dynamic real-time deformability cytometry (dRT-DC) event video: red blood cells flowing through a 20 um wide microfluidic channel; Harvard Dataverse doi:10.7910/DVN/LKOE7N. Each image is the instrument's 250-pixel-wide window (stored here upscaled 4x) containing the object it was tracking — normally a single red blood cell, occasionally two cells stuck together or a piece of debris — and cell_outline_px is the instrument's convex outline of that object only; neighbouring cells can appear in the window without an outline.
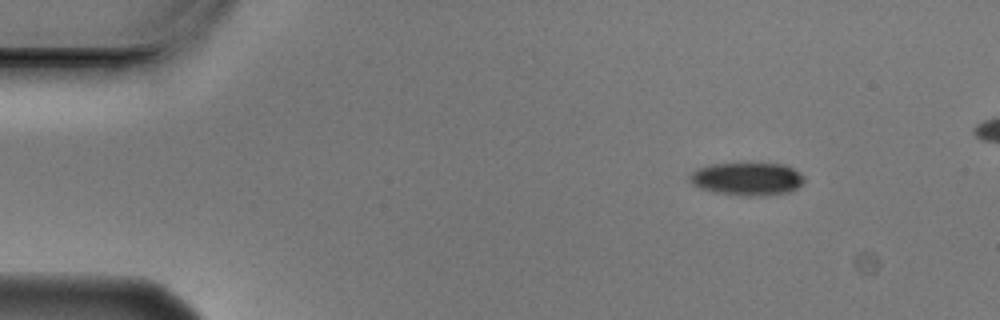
{"species": "Egyptian fruit bat (a non-hibernating species)", "species_latin": "Rousettus aegyptiacus", "temperature_condition": "cold", "stored_images_in_passage": 4, "camera_frame_rate_fps": 3000, "um_per_image_px": 0.085, "animal": {"sex": "male"}, "frame": {"image": 1, "passage_image": 1, "time_ms": 0.0, "image_size_px": [1000, 320], "cell_outline_px": [[804, 180], [796, 188], [788, 192], [764, 196], [744, 196], [716, 192], [700, 188], [692, 184], [688, 176], [696, 168], [712, 164], [784, 164], [800, 172], [804, 176]], "centroid_in_image_um": [63.49, 15.21], "position_along_channel_um": 21.5, "area_um2": 21.85}}
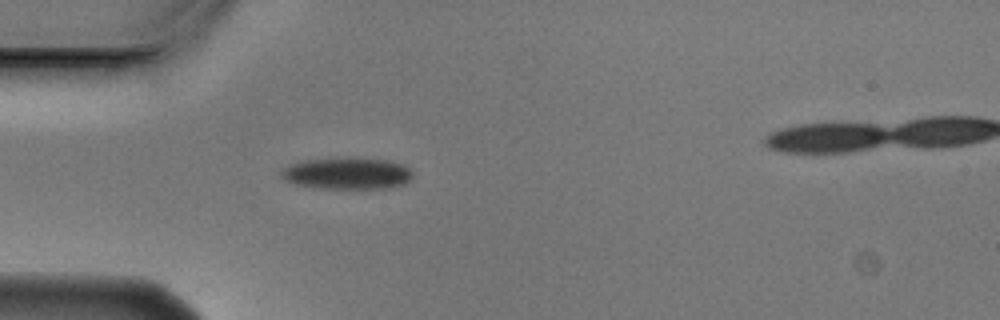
{"frame": {"image": 2, "passage_image": 3, "time_ms": 0.667, "image_size_px": [1000, 320], "cell_outline_px": [[412, 180], [404, 184], [388, 188], [320, 188], [296, 184], [284, 180], [280, 176], [280, 172], [284, 168], [300, 160], [348, 156], [388, 160], [404, 164], [412, 168]], "centroid_in_image_um": [29.54, 14.71], "position_along_channel_um": 55.5, "area_um2": 24.91}}